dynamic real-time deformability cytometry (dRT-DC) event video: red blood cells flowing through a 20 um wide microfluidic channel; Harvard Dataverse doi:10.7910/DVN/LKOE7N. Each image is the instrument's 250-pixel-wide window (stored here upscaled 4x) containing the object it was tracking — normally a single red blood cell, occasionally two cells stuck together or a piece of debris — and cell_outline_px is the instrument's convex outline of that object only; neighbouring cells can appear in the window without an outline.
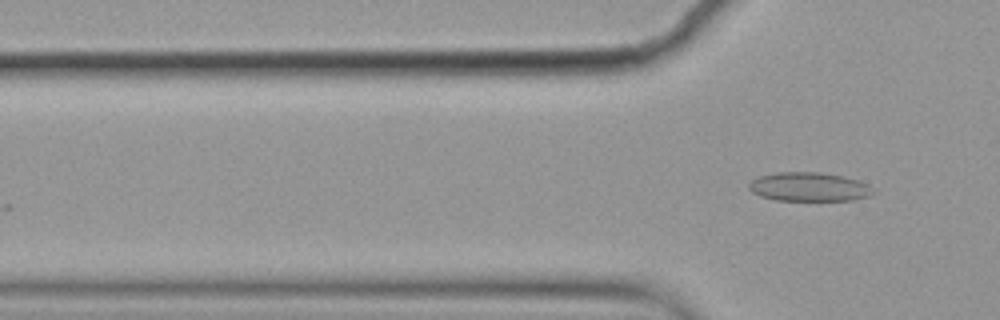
{"species": "common noctule bat (a hibernating species)", "species_latin": "Nyctalus noctula", "temperature_condition": "cold", "stored_images_in_passage": 4, "camera_frame_rate_fps": 3000, "um_per_image_px": 0.085, "animal": {"sex": "female", "body_mass_g": 19.9}, "frame": {"image": 1, "passage_image": 4, "time_ms": 1.0, "image_size_px": [1000, 320], "cell_outline_px": [[876, 192], [868, 196], [852, 200], [776, 200], [760, 196], [752, 192], [748, 188], [748, 184], [752, 180], [760, 176], [776, 172], [820, 172], [844, 176], [860, 180], [868, 184]], "centroid_in_image_um": [68.78, 15.87], "position_along_channel_um": 57.0, "area_um2": 21.04}}